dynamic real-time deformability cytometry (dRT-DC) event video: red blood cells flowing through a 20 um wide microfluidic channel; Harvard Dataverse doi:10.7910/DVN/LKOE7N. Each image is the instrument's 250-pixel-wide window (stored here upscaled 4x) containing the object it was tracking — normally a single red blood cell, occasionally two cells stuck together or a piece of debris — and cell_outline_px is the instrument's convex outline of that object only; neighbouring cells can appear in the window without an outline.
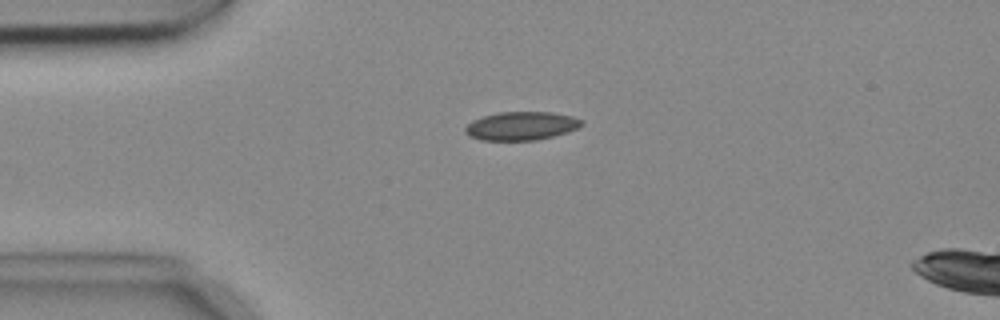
{"species": "common noctule bat (a hibernating species)", "species_latin": "Nyctalus noctula", "temperature_condition": "cold", "stored_images_in_passage": 5, "camera_frame_rate_fps": 3000, "um_per_image_px": 0.085, "animal": {"sex": "female", "body_mass_g": 18.4}, "frame": {"image": 1, "passage_image": 5, "time_ms": 1.333, "image_size_px": [1000, 320], "cell_outline_px": [[584, 124], [568, 132], [536, 140], [480, 140], [464, 132], [464, 128], [472, 120], [484, 116], [500, 112], [552, 112], [572, 116], [584, 120]], "centroid_in_image_um": [44.33, 10.7], "position_along_channel_um": 40.7, "area_um2": 19.25}}